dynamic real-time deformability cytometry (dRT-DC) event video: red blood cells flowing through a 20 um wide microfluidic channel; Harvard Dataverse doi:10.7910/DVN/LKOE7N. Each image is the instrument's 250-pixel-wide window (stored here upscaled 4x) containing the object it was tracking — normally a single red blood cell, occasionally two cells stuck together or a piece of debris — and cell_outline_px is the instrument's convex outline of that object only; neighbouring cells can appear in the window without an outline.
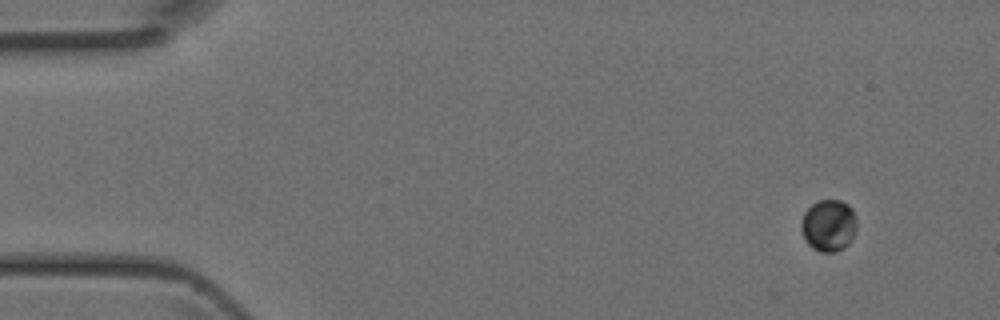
{"species": "Egyptian fruit bat (a non-hibernating species)", "species_latin": "Rousettus aegyptiacus", "temperature_condition": "room temperature", "stored_images_in_passage": 4, "camera_frame_rate_fps": 3000, "um_per_image_px": 0.085, "animal": {"sex": "female"}, "frame": {"image": 1, "passage_image": 1, "time_ms": 0.0, "image_size_px": [1000, 320], "cell_outline_px": [[856, 228], [848, 244], [844, 248], [836, 252], [820, 252], [812, 248], [804, 240], [800, 228], [800, 220], [804, 212], [812, 204], [820, 200], [840, 200], [848, 204], [852, 208], [856, 220]], "centroid_in_image_um": [70.4, 19.17], "position_along_channel_um": 14.6, "area_um2": 16.99}}